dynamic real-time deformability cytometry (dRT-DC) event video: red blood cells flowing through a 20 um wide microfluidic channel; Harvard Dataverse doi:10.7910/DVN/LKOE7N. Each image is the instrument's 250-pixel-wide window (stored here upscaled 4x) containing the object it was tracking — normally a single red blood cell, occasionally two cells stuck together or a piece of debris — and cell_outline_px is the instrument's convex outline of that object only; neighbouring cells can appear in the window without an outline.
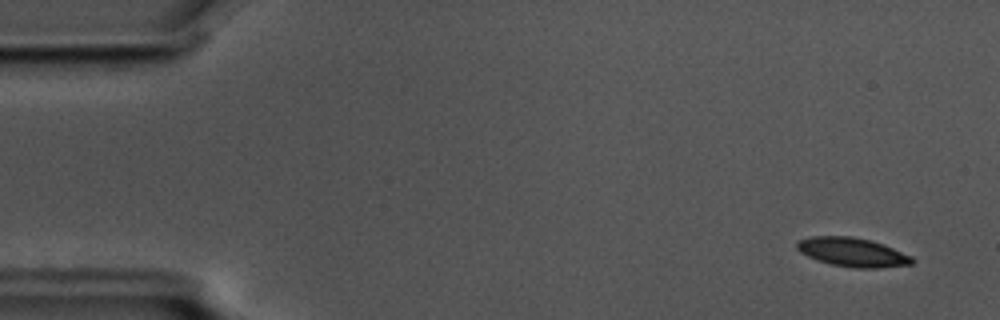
{"species": "common noctule bat (a hibernating species)", "species_latin": "Nyctalus noctula", "temperature_condition": "cold", "stored_images_in_passage": 57, "camera_frame_rate_fps": 3000, "um_per_image_px": 0.085, "animal": {"sex": "male", "body_mass_g": 17.5, "forearm_length_mm": 52.3}, "frame": {"image": 1, "passage_image": 4, "time_ms": 1.0, "image_size_px": [1000, 320], "cell_outline_px": [[916, 260], [912, 264], [876, 268], [856, 268], [832, 264], [808, 256], [800, 252], [796, 248], [796, 240], [808, 236], [852, 236], [872, 240], [884, 244], [912, 256]], "centroid_in_image_um": [72.46, 21.42], "position_along_channel_um": 12.5, "area_um2": 19.54}}
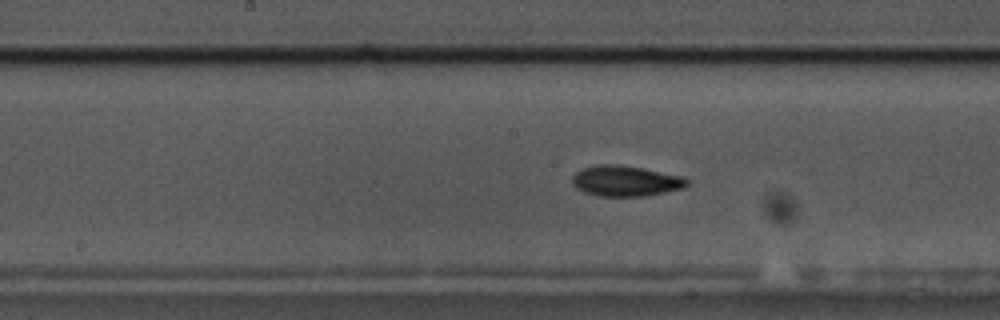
{"frame": {"image": 2, "passage_image": 29, "time_ms": 9.333, "image_size_px": [1000, 320], "cell_outline_px": [[688, 184], [684, 188], [644, 196], [600, 196], [584, 192], [576, 188], [572, 184], [572, 176], [576, 172], [584, 168], [596, 164], [616, 164], [640, 168], [684, 176], [688, 180]], "centroid_in_image_um": [53.16, 15.38], "position_along_channel_um": 195.0, "area_um2": 20.4}}
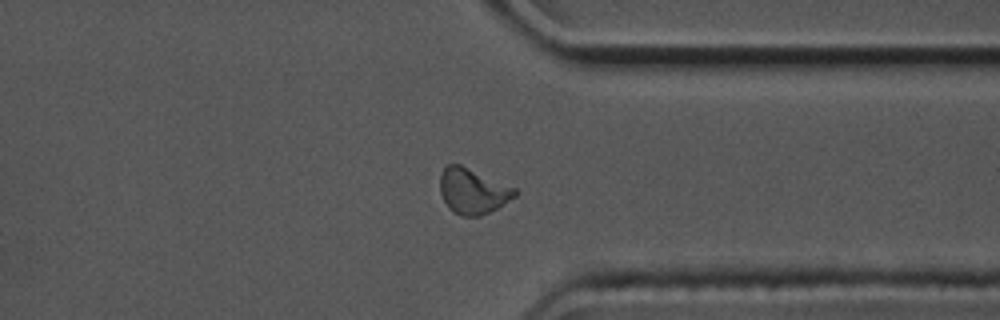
{"frame": {"image": 3, "passage_image": 44, "time_ms": 14.333, "image_size_px": [1000, 320], "cell_outline_px": [[520, 192], [516, 196], [496, 208], [480, 216], [460, 216], [452, 212], [448, 208], [440, 192], [440, 172], [448, 164], [460, 164], [516, 188]], "centroid_in_image_um": [40.17, 16.24], "position_along_channel_um": 371.2, "area_um2": 19.88}, "authors_computed_cell_mechanics": {"area_um2": 19.7676, "velocity_mm_per_s": 3.5612, "shape_relaxation_time_tau1_ms": 5.945, "shape_relaxation_time_tau2_ms": 3.9062, "deformation_change_tau1": 0.1637, "deformation_change_tau2": 0.0958}}